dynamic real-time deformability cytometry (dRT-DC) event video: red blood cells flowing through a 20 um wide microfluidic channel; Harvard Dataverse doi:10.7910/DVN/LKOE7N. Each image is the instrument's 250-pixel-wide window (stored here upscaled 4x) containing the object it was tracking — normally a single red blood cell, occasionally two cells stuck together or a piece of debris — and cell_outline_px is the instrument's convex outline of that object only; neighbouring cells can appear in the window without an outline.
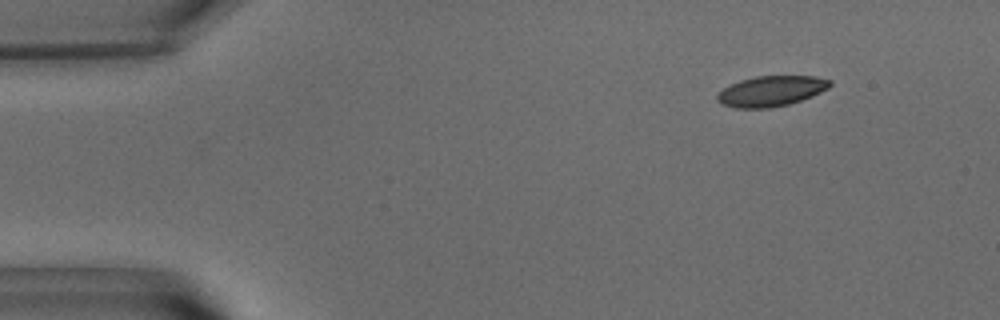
{"species": "common noctule bat (a hibernating species)", "species_latin": "Nyctalus noctula", "temperature_condition": "warm", "stored_images_in_passage": 44, "camera_frame_rate_fps": 3000, "um_per_image_px": 0.085, "animal": {"sex": "male", "body_mass_g": 15.6}, "frame": {"image": 1, "passage_image": 2, "time_ms": 0.333, "image_size_px": [1000, 320], "cell_outline_px": [[832, 84], [828, 88], [812, 96], [788, 104], [768, 108], [736, 108], [720, 104], [716, 100], [716, 96], [724, 88], [740, 80], [756, 76], [816, 76], [832, 80]], "centroid_in_image_um": [65.55, 7.74], "position_along_channel_um": 19.5, "area_um2": 19.94}}
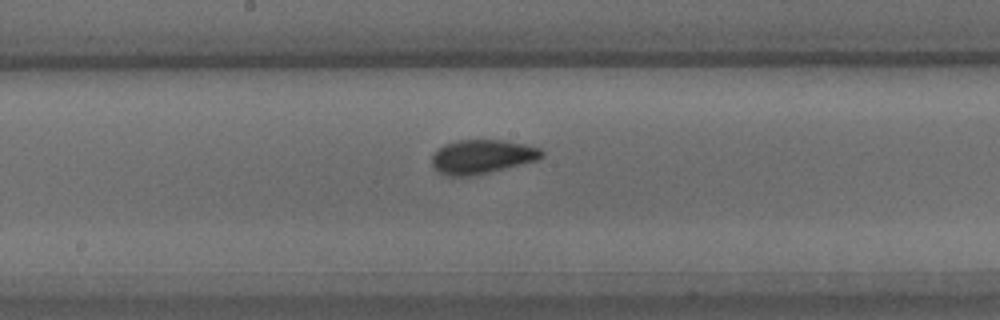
{"frame": {"image": 2, "passage_image": 24, "time_ms": 7.667, "image_size_px": [1000, 320], "cell_outline_px": [[544, 156], [536, 160], [488, 172], [468, 176], [448, 176], [432, 168], [432, 156], [436, 148], [444, 144], [456, 140], [504, 140], [524, 144], [540, 148], [544, 152]], "centroid_in_image_um": [40.93, 13.3], "position_along_channel_um": 207.3, "area_um2": 21.73}}
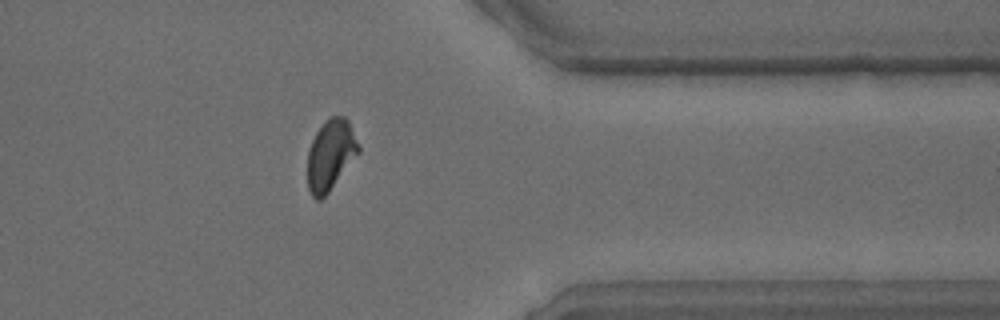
{"frame": {"image": 3, "passage_image": 39, "time_ms": 12.667, "image_size_px": [1000, 320], "cell_outline_px": [[360, 152], [328, 192], [320, 200], [316, 200], [312, 196], [308, 188], [308, 152], [312, 140], [316, 132], [324, 120], [332, 116], [344, 116], [348, 120], [360, 148]], "centroid_in_image_um": [28.09, 13.15], "position_along_channel_um": 383.3, "area_um2": 20.81}, "authors_computed_cell_mechanics": {"area_um2": 20.9525, "velocity_mm_per_s": 3.7594, "shape_relaxation_time_tau1_ms": 3.3543, "shape_relaxation_time_tau2_ms": 1.2507, "deformation_change_tau1": 0.1247, "deformation_change_tau2": 0.0647}}